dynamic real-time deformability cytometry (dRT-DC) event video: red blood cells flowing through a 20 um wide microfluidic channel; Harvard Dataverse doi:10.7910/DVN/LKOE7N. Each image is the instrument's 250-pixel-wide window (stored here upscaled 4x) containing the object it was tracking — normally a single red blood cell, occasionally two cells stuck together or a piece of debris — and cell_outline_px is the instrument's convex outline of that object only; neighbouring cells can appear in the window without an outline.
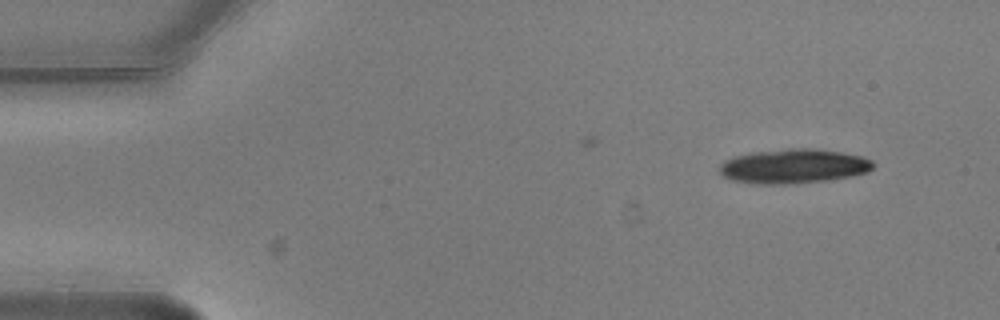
{"species": "common noctule bat (a hibernating species)", "species_latin": "Nyctalus noctula", "temperature_condition": "warm", "stored_images_in_passage": 4, "camera_frame_rate_fps": 3000, "um_per_image_px": 0.085, "animal": {"sex": "male", "body_mass_g": 20.5, "forearm_length_mm": 52.5}, "frame": {"image": 1, "passage_image": 1, "time_ms": 0.0, "image_size_px": [1000, 320], "cell_outline_px": [[876, 164], [868, 172], [852, 176], [828, 180], [792, 184], [756, 184], [728, 180], [720, 172], [720, 164], [724, 160], [732, 156], [752, 152], [788, 148], [820, 148], [864, 156], [872, 160]], "centroid_in_image_um": [67.47, 14.12], "position_along_channel_um": 17.5, "area_um2": 31.44}}